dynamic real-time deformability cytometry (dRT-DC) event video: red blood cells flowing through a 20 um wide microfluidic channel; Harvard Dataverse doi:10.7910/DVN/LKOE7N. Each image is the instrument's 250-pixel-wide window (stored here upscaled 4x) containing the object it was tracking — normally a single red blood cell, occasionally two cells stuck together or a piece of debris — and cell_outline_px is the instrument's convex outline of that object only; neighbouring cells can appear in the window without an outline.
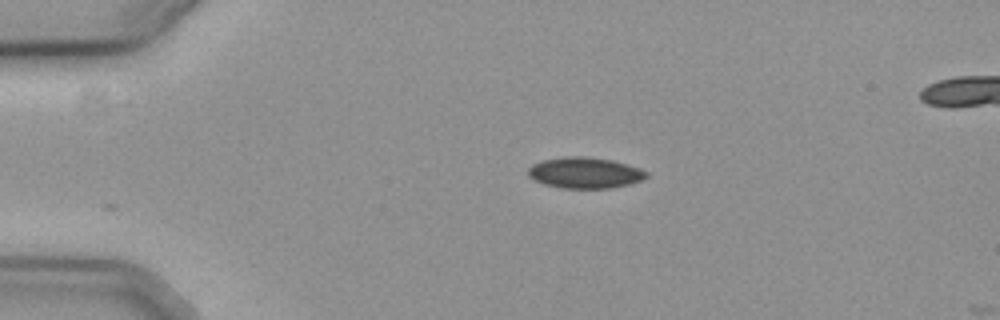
{"species": "common noctule bat (a hibernating species)", "species_latin": "Nyctalus noctula", "temperature_condition": "cold", "stored_images_in_passage": 3, "camera_frame_rate_fps": 3000, "um_per_image_px": 0.085, "animal": {"sex": "female", "body_mass_g": 19.3, "forearm_length_mm": 54.1}, "frame": {"image": 1, "passage_image": 1, "time_ms": 0.0, "image_size_px": [1000, 320], "cell_outline_px": [[648, 176], [640, 180], [628, 184], [612, 188], [560, 188], [544, 184], [532, 180], [528, 176], [528, 168], [532, 164], [544, 160], [564, 156], [584, 156], [612, 160], [628, 164], [640, 168], [648, 172]], "centroid_in_image_um": [49.69, 14.68], "position_along_channel_um": 35.3, "area_um2": 21.5}}